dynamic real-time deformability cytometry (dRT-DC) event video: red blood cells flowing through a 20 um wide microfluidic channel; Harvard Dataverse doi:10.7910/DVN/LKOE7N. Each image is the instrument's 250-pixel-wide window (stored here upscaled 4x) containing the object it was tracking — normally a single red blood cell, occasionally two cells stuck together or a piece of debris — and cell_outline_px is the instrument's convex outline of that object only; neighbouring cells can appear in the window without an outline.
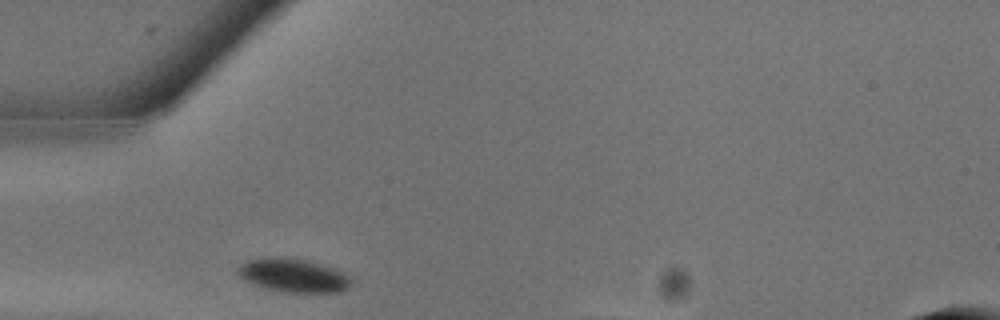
{"species": "common noctule bat (a hibernating species)", "species_latin": "Nyctalus noctula", "temperature_condition": "warm", "stored_images_in_passage": 6, "camera_frame_rate_fps": 3000, "um_per_image_px": 0.085, "animal": {"sex": "male", "body_mass_g": 13.3}, "frame": {"image": 1, "passage_image": 1, "time_ms": 0.0, "image_size_px": [1000, 320], "cell_outline_px": [[352, 284], [348, 288], [340, 292], [284, 292], [252, 284], [244, 280], [236, 272], [236, 268], [240, 264], [248, 260], [268, 256], [280, 256], [304, 260], [332, 268], [352, 276]], "centroid_in_image_um": [24.91, 23.4], "position_along_channel_um": 60.1, "area_um2": 22.25}}
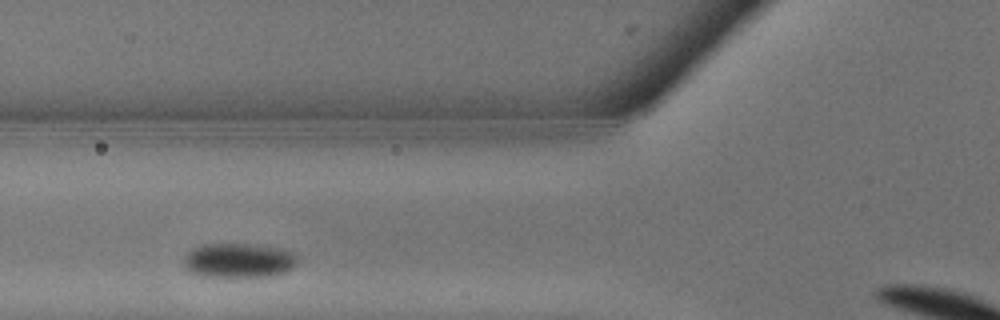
{"frame": {"image": 2, "passage_image": 3, "time_ms": 0.667, "image_size_px": [1000, 320], "cell_outline_px": [[300, 260], [292, 268], [284, 272], [272, 276], [204, 276], [188, 272], [184, 268], [184, 260], [188, 252], [204, 244], [252, 244], [280, 248], [292, 252]], "centroid_in_image_um": [20.31, 22.14], "position_along_channel_um": 105.5, "area_um2": 22.77}}
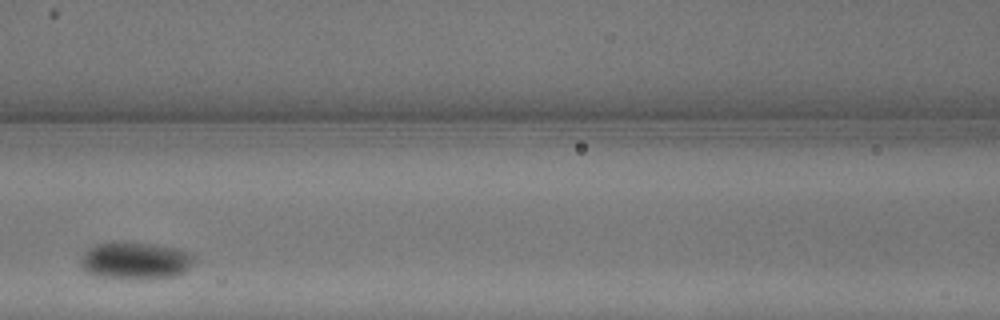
{"frame": {"image": 3, "passage_image": 5, "time_ms": 1.333, "image_size_px": [1000, 320], "cell_outline_px": [[192, 264], [180, 276], [156, 280], [128, 280], [92, 276], [84, 272], [84, 252], [88, 248], [96, 244], [112, 240], [124, 240], [152, 244], [176, 248], [188, 252], [192, 256]], "centroid_in_image_um": [11.5, 22.18], "position_along_channel_um": 155.1, "area_um2": 25.55}}